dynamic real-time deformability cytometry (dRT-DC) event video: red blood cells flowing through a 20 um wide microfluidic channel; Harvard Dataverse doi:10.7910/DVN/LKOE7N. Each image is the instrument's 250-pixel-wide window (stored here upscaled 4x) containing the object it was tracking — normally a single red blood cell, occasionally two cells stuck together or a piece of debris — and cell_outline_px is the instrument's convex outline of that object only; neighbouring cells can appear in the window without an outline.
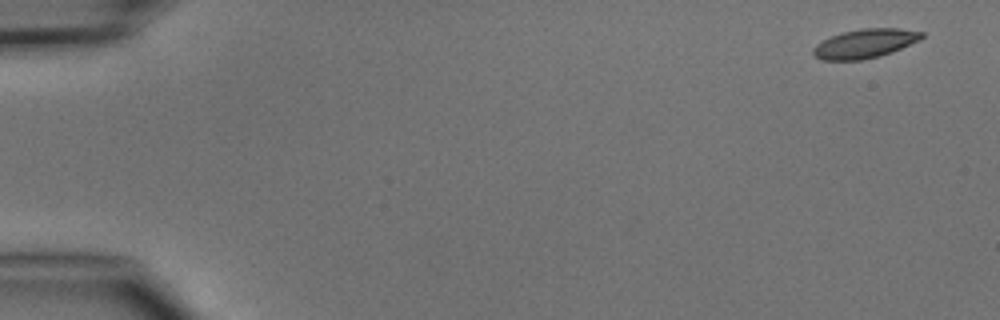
{"species": "common noctule bat (a hibernating species)", "species_latin": "Nyctalus noctula", "temperature_condition": "cold", "stored_images_in_passage": 4, "camera_frame_rate_fps": 3000, "um_per_image_px": 0.085, "animal": {"sex": "male", "body_mass_g": 15.6}, "frame": {"image": 1, "passage_image": 1, "time_ms": 0.0, "image_size_px": [1000, 320], "cell_outline_px": [[924, 36], [920, 40], [892, 52], [880, 56], [860, 60], [820, 60], [812, 56], [812, 48], [816, 44], [840, 32], [860, 28], [900, 28], [924, 32]], "centroid_in_image_um": [73.5, 3.7], "position_along_channel_um": 11.5, "area_um2": 18.61}}